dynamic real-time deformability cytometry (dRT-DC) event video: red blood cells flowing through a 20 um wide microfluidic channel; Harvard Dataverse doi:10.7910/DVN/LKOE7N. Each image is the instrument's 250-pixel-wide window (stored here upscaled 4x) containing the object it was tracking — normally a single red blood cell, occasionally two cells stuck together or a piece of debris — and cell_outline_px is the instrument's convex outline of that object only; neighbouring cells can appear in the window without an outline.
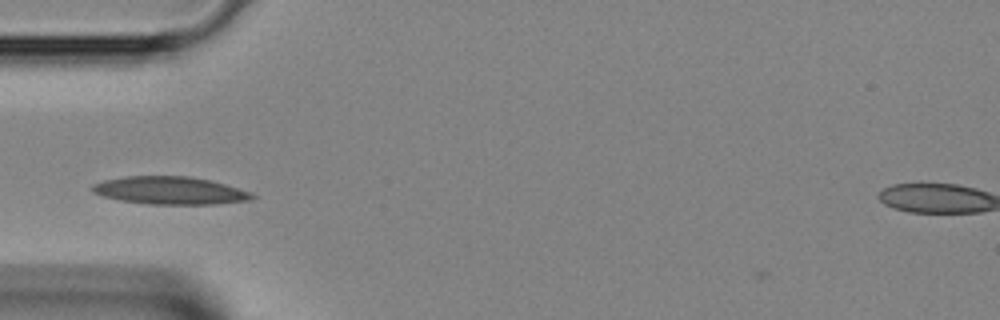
{"species": "Egyptian fruit bat (a non-hibernating species)", "species_latin": "Rousettus aegyptiacus", "temperature_condition": "room temperature", "stored_images_in_passage": 30, "camera_frame_rate_fps": 3000, "um_per_image_px": 0.085, "animal": {"sex": "female"}, "frame": {"image": 1, "passage_image": 1, "time_ms": 0.0, "image_size_px": [1000, 320], "cell_outline_px": [[256, 196], [252, 200], [216, 204], [148, 204], [120, 200], [104, 196], [92, 192], [92, 184], [104, 180], [124, 176], [188, 176], [208, 180], [224, 184], [252, 192]], "centroid_in_image_um": [14.46, 16.19], "position_along_channel_um": 70.5, "area_um2": 25.78}}
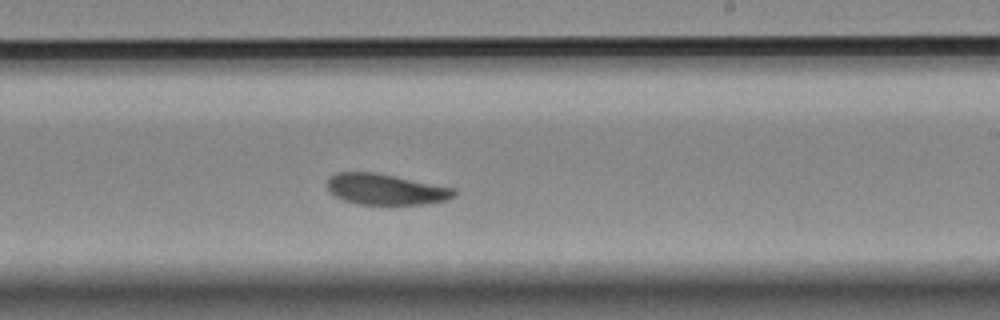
{"frame": {"image": 2, "passage_image": 13, "time_ms": 4.0, "image_size_px": [1000, 320], "cell_outline_px": [[456, 196], [448, 200], [428, 204], [356, 204], [344, 200], [328, 192], [328, 176], [336, 172], [372, 172], [456, 188]], "centroid_in_image_um": [32.79, 16.1], "position_along_channel_um": 256.2, "area_um2": 22.89}}
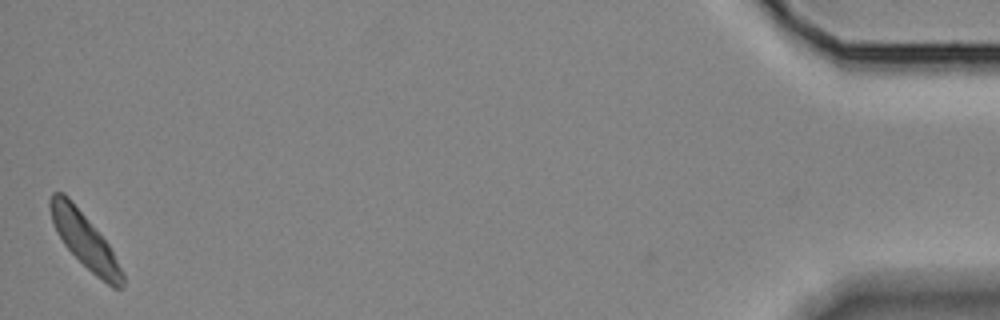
{"frame": {"image": 3, "passage_image": 30, "time_ms": 9.667, "image_size_px": [1000, 320], "cell_outline_px": [[124, 284], [120, 288], [112, 288], [96, 276], [64, 244], [56, 232], [52, 220], [48, 204], [48, 200], [52, 192], [64, 192], [68, 196], [108, 244], [124, 272]], "centroid_in_image_um": [7.19, 20.42], "position_along_channel_um": 428.0, "area_um2": 22.72}}